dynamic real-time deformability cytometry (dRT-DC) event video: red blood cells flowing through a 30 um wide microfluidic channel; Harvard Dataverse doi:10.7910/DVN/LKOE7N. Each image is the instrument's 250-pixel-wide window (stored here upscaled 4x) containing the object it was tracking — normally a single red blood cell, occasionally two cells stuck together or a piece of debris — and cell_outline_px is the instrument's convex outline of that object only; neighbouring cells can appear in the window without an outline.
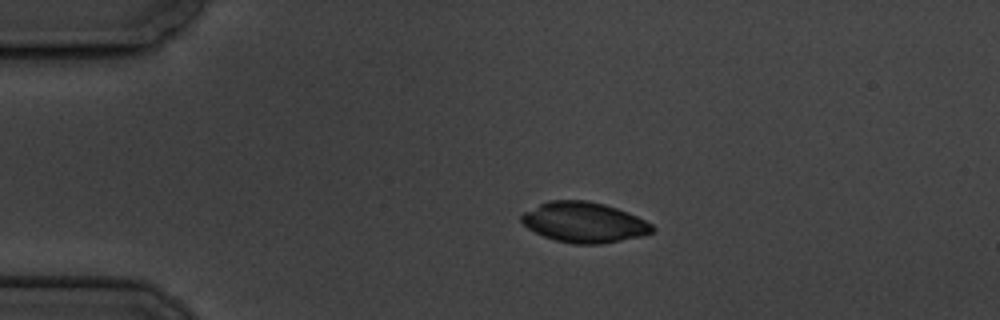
{"species": "common noctule bat (a hibernating species)", "species_latin": "Nyctalus noctula", "temperature_condition": "cold", "stored_images_in_passage": 7, "camera_frame_rate_fps": 3000, "um_per_image_px": 0.085, "animal": {"sex": "male", "body_mass_g": 19.5, "forearm_length_mm": 54.6}, "frame": {"image": 1, "passage_image": 3, "time_ms": 2.333, "image_size_px": [1000, 320], "cell_outline_px": [[656, 232], [644, 236], [600, 244], [572, 244], [556, 240], [544, 236], [528, 228], [520, 220], [520, 216], [524, 212], [548, 200], [588, 200], [604, 204], [628, 212], [652, 224], [656, 228]], "centroid_in_image_um": [49.68, 18.9], "position_along_channel_um": 35.3, "area_um2": 30.87}}